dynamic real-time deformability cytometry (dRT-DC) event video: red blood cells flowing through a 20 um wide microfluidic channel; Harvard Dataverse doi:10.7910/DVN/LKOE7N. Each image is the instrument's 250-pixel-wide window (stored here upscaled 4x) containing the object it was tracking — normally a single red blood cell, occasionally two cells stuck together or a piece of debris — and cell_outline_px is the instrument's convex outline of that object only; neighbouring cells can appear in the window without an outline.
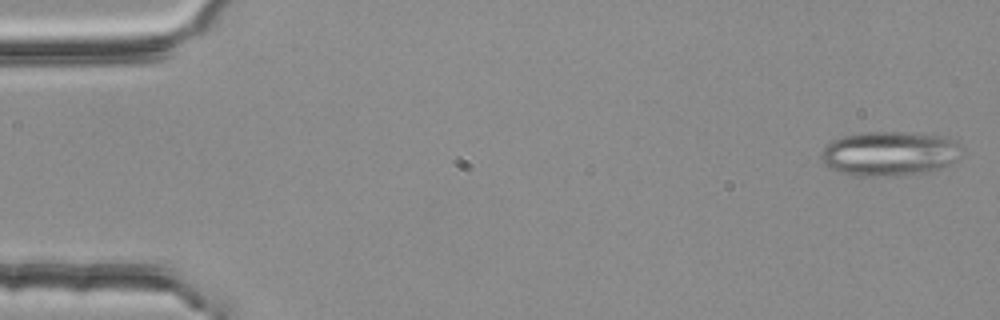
{"species": "common noctule bat (a hibernating species)", "species_latin": "Nyctalus noctula", "temperature_condition": "room temperature", "stored_images_in_passage": 5, "camera_frame_rate_fps": 3000, "um_per_image_px": 0.085, "animal": {"sex": "female", "body_mass_g": 25.1}, "frame": {"image": 1, "passage_image": 1, "time_ms": 0.0, "image_size_px": [1000, 320], "cell_outline_px": [[960, 144], [956, 160], [940, 168], [924, 172], [904, 176], [860, 176], [840, 172], [828, 168], [824, 164], [820, 156], [820, 152], [832, 140], [844, 136], [864, 132], [904, 132], [948, 136]], "centroid_in_image_um": [75.58, 13.05], "position_along_channel_um": 9.4, "area_um2": 36.53}}